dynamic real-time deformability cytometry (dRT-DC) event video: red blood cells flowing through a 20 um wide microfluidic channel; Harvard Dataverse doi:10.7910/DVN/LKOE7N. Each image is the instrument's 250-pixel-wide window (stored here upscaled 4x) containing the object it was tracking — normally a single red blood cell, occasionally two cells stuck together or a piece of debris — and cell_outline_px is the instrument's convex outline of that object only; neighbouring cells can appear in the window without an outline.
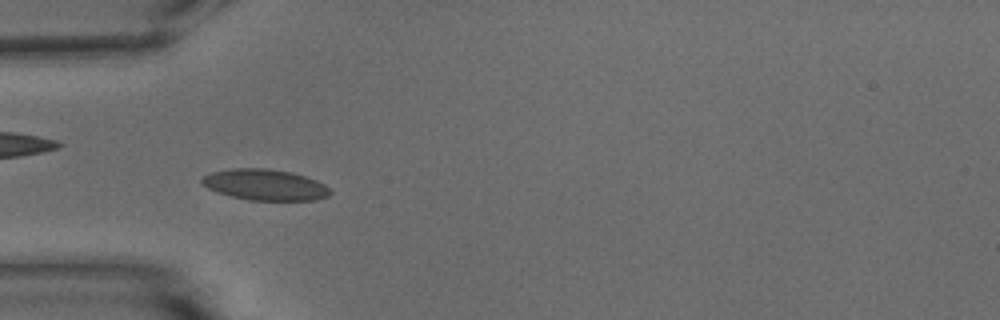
{"species": "common noctule bat (a hibernating species)", "species_latin": "Nyctalus noctula", "temperature_condition": "warm", "stored_images_in_passage": 51, "camera_frame_rate_fps": 3000, "um_per_image_px": 0.085, "animal": {"sex": "male", "body_mass_g": 15.6}, "frame": {"image": 1, "passage_image": 14, "time_ms": 4.333, "image_size_px": [1000, 320], "cell_outline_px": [[332, 192], [328, 196], [316, 200], [248, 200], [232, 196], [208, 188], [200, 180], [204, 176], [212, 172], [232, 168], [268, 168], [292, 172], [316, 180], [324, 184]], "centroid_in_image_um": [22.55, 15.7], "position_along_channel_um": 62.4, "area_um2": 23.0}}
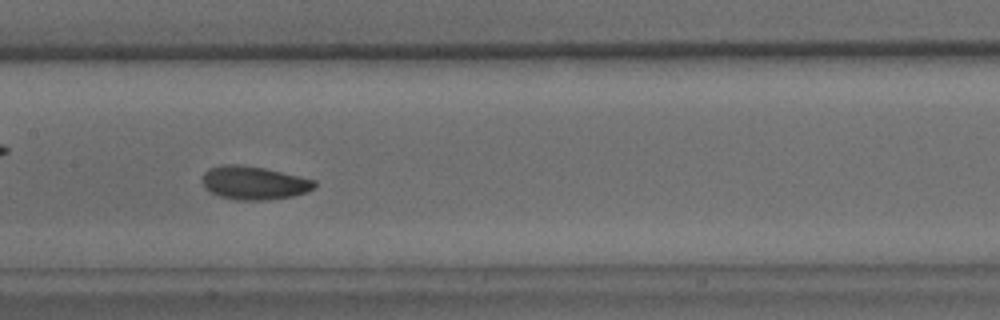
{"frame": {"image": 2, "passage_image": 24, "time_ms": 7.667, "image_size_px": [1000, 320], "cell_outline_px": [[316, 188], [308, 192], [292, 196], [268, 200], [236, 200], [220, 196], [212, 192], [200, 180], [204, 172], [208, 168], [220, 164], [240, 164], [264, 168], [316, 180]], "centroid_in_image_um": [21.6, 15.53], "position_along_channel_um": 185.8, "area_um2": 21.96}}
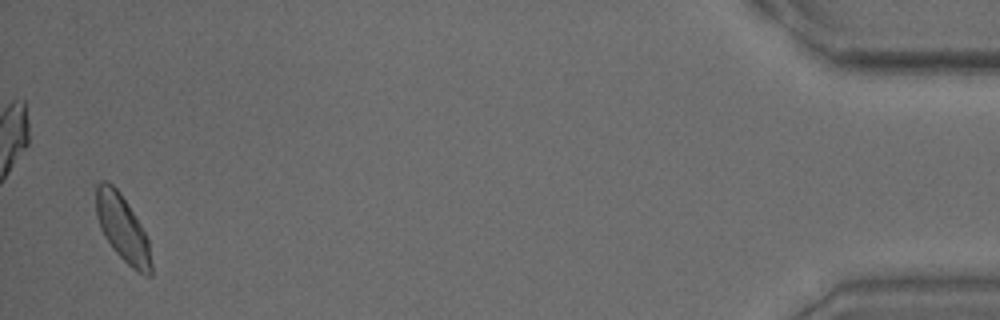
{"frame": {"image": 3, "passage_image": 50, "time_ms": 16.333, "image_size_px": [1000, 320], "cell_outline_px": [[152, 276], [144, 276], [136, 272], [112, 248], [104, 236], [100, 228], [96, 216], [96, 184], [100, 180], [104, 180], [112, 184], [120, 192], [140, 224], [148, 240], [152, 264]], "centroid_in_image_um": [10.41, 19.42], "position_along_channel_um": 424.8, "area_um2": 21.39}, "authors_computed_cell_mechanics": {"area_um2": 21.386, "velocity_mm_per_s": 3.7312, "shape_relaxation_time_tau1_ms": 2.3939, "shape_relaxation_time_tau2_ms": 1.5965, "deformation_change_tau1": 0.0818, "deformation_change_tau2": 0.0619}}